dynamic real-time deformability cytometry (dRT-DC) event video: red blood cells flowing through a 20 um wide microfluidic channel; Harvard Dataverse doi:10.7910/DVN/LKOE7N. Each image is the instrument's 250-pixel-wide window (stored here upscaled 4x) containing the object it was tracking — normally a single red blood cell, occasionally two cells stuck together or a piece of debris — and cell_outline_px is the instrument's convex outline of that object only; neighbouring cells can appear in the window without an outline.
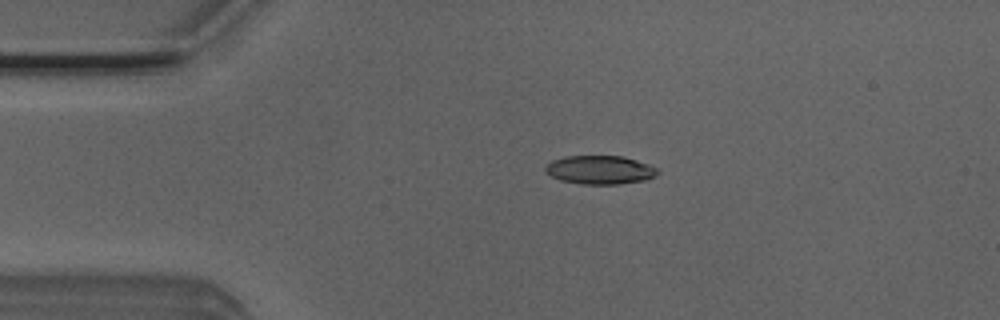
{"species": "Egyptian fruit bat (a non-hibernating species)", "species_latin": "Rousettus aegyptiacus", "temperature_condition": "room temperature", "stored_images_in_passage": 2, "camera_frame_rate_fps": 3000, "um_per_image_px": 0.085, "animal": {"sex": "male"}, "frame": {"image": 1, "passage_image": 1, "time_ms": 0.0, "image_size_px": [1000, 320], "cell_outline_px": [[660, 172], [656, 176], [648, 180], [620, 184], [580, 184], [560, 180], [552, 176], [544, 168], [552, 160], [564, 156], [624, 156], [648, 164], [656, 168]], "centroid_in_image_um": [51.04, 14.44], "position_along_channel_um": 34.0, "area_um2": 18.79}}